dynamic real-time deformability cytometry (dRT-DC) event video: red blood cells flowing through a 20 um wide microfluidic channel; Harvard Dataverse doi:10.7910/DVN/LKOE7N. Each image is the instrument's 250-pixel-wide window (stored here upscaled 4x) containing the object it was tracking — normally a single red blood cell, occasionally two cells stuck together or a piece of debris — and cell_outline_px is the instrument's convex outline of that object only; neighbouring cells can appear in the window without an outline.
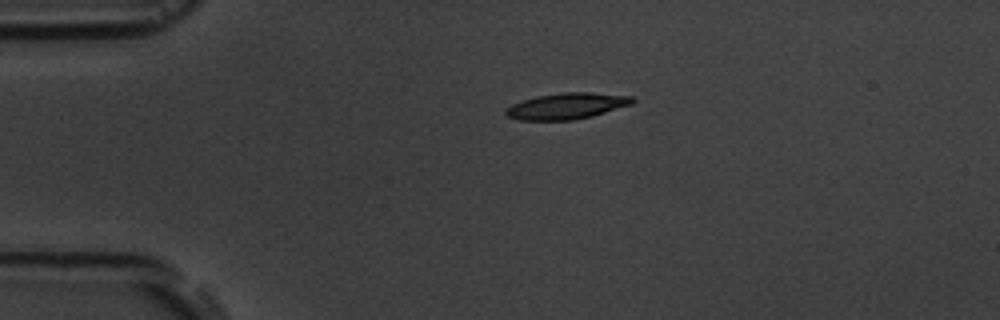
{"species": "common noctule bat (a hibernating species)", "species_latin": "Nyctalus noctula", "temperature_condition": "room temperature", "stored_images_in_passage": 2, "camera_frame_rate_fps": 3000, "um_per_image_px": 0.085, "animal": {"sex": "male", "body_mass_g": 19.5, "forearm_length_mm": 54.6}, "frame": {"image": 1, "passage_image": 1, "time_ms": 0.0, "image_size_px": [1000, 320], "cell_outline_px": [[636, 100], [632, 104], [592, 116], [572, 120], [520, 120], [508, 116], [504, 112], [504, 108], [520, 100], [536, 96], [564, 92], [592, 92], [632, 96]], "centroid_in_image_um": [48.16, 9.0], "position_along_channel_um": 36.8, "area_um2": 19.42}}